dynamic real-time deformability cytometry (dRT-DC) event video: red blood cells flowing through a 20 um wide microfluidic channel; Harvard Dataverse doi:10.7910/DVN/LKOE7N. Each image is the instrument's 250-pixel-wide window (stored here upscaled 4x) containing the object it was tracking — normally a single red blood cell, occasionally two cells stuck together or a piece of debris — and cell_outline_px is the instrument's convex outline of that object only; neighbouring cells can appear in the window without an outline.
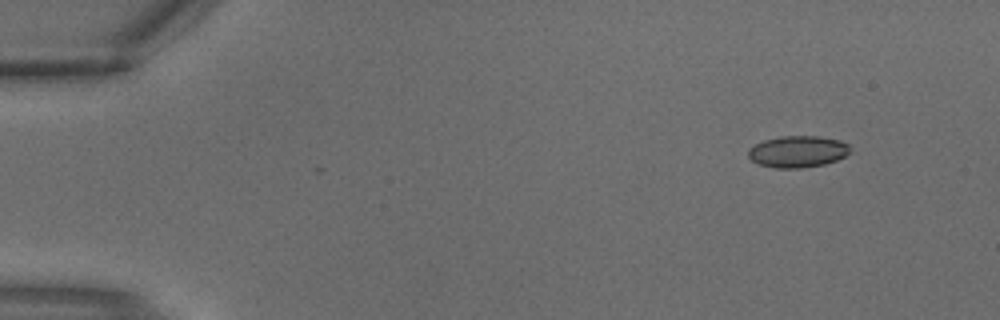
{"species": "common noctule bat (a hibernating species)", "species_latin": "Nyctalus noctula", "temperature_condition": "warm", "stored_images_in_passage": 3, "camera_frame_rate_fps": 3000, "um_per_image_px": 0.085, "animal": {"sex": "male", "body_mass_g": 18.8}, "frame": {"image": 1, "passage_image": 1, "time_ms": 0.0, "image_size_px": [1000, 320], "cell_outline_px": [[848, 152], [844, 156], [836, 160], [824, 164], [800, 168], [776, 168], [756, 164], [748, 156], [748, 148], [764, 140], [780, 136], [820, 136], [840, 140], [848, 144]], "centroid_in_image_um": [67.76, 12.88], "position_along_channel_um": 17.2, "area_um2": 18.73}}